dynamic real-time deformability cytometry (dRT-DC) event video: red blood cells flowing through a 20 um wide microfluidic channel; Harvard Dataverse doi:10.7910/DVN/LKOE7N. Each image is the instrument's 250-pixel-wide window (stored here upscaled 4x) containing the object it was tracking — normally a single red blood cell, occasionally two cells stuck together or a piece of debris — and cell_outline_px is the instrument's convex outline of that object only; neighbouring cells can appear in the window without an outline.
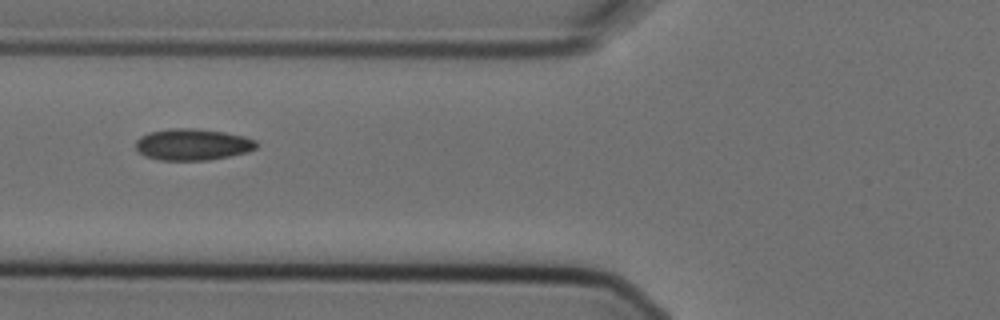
{"species": "Egyptian fruit bat (a non-hibernating species)", "species_latin": "Rousettus aegyptiacus", "temperature_condition": "cold", "stored_images_in_passage": 6, "camera_frame_rate_fps": 3000, "um_per_image_px": 0.085, "animal": {"sex": "female"}, "frame": {"image": 1, "passage_image": 2, "time_ms": 0.333, "image_size_px": [1000, 320], "cell_outline_px": [[260, 144], [256, 148], [248, 152], [208, 160], [160, 160], [144, 156], [136, 148], [136, 140], [140, 136], [148, 132], [172, 128], [192, 128], [224, 132], [244, 136], [256, 140]], "centroid_in_image_um": [16.38, 12.28], "position_along_channel_um": 109.4, "area_um2": 22.25}}
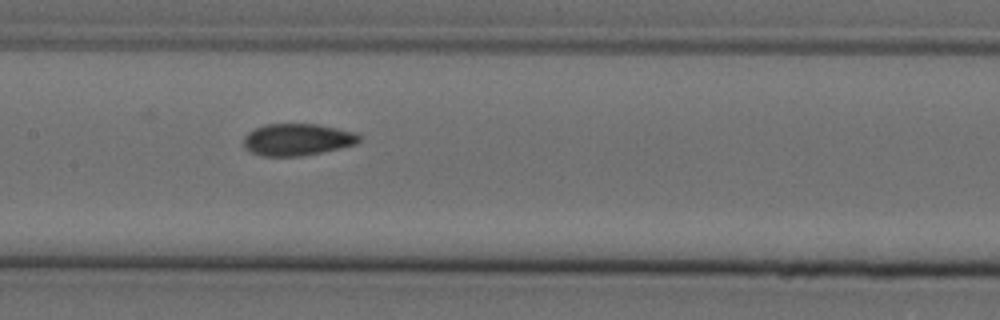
{"frame": {"image": 2, "passage_image": 4, "time_ms": 1.0, "image_size_px": [1000, 320], "cell_outline_px": [[360, 140], [356, 144], [340, 148], [300, 156], [264, 156], [252, 152], [244, 148], [244, 136], [248, 132], [264, 124], [316, 124], [356, 132], [360, 136]], "centroid_in_image_um": [25.26, 11.86], "position_along_channel_um": 182.1, "area_um2": 21.39}}
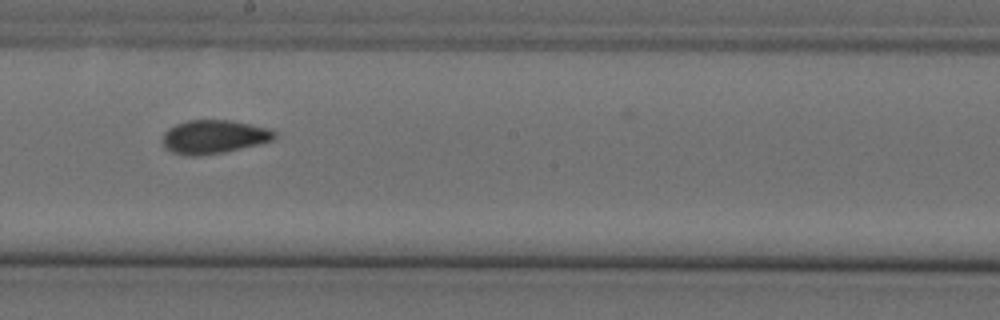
{"frame": {"image": 3, "passage_image": 5, "time_ms": 1.333, "image_size_px": [1000, 320], "cell_outline_px": [[276, 136], [272, 140], [224, 152], [200, 156], [184, 156], [172, 152], [160, 140], [164, 132], [168, 128], [176, 124], [188, 120], [228, 120], [272, 128], [276, 132]], "centroid_in_image_um": [18.15, 11.62], "position_along_channel_um": 230.1, "area_um2": 21.96}}